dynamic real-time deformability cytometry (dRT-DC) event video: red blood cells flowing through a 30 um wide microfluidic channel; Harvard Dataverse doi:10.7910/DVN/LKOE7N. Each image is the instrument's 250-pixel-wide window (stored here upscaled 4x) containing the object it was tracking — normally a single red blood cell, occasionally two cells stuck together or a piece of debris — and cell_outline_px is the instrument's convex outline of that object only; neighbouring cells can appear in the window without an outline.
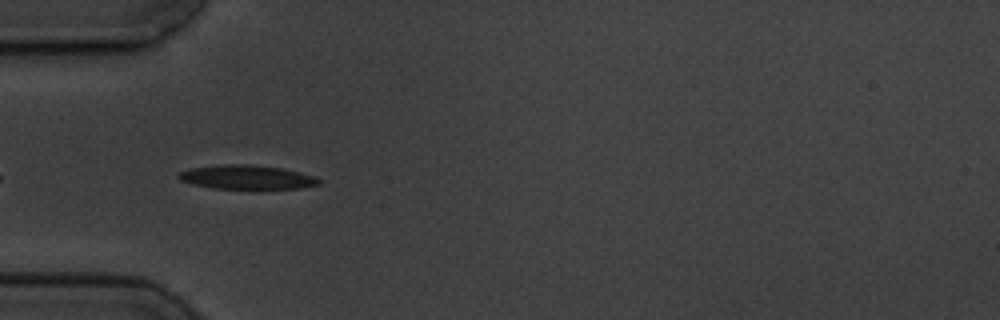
{"species": "common noctule bat (a hibernating species)", "species_latin": "Nyctalus noctula", "temperature_condition": "cold", "stored_images_in_passage": 5, "camera_frame_rate_fps": 3000, "um_per_image_px": 0.085, "animal": {"sex": "male", "body_mass_g": 19.5, "forearm_length_mm": 54.6}, "frame": {"image": 1, "passage_image": 4, "time_ms": 4.333, "image_size_px": [1000, 320], "cell_outline_px": [[320, 184], [300, 188], [212, 188], [192, 184], [180, 180], [176, 176], [180, 172], [188, 168], [224, 164], [248, 164], [280, 168], [300, 172], [312, 176], [320, 180]], "centroid_in_image_um": [20.92, 15.05], "position_along_channel_um": 64.1, "area_um2": 19.42}}
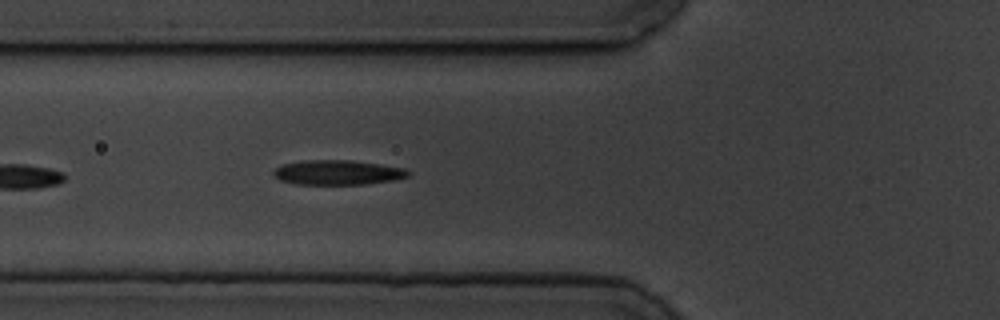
{"frame": {"image": 2, "passage_image": 5, "time_ms": 5.333, "image_size_px": [1000, 320], "cell_outline_px": [[412, 172], [408, 176], [392, 180], [368, 184], [296, 184], [280, 180], [272, 176], [272, 172], [280, 164], [304, 160], [352, 160], [380, 164], [404, 168]], "centroid_in_image_um": [28.67, 14.65], "position_along_channel_um": 97.1, "area_um2": 19.54}}